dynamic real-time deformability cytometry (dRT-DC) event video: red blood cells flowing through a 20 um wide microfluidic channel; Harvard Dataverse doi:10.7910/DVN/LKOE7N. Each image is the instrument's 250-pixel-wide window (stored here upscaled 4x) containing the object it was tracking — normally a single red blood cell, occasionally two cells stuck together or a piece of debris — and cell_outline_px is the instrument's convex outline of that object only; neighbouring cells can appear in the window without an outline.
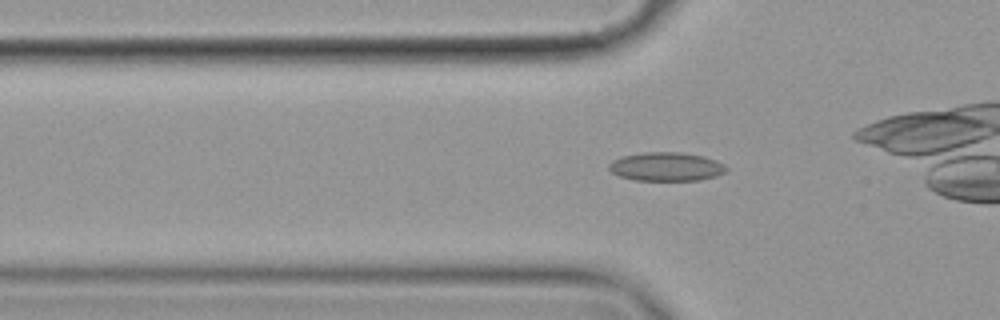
{"species": "common noctule bat (a hibernating species)", "species_latin": "Nyctalus noctula", "temperature_condition": "cold", "stored_images_in_passage": 42, "camera_frame_rate_fps": 3000, "um_per_image_px": 0.085, "animal": {"sex": "female", "body_mass_g": 19.9}, "frame": {"image": 1, "passage_image": 14, "time_ms": 4.333, "image_size_px": [1000, 320], "cell_outline_px": [[728, 168], [724, 172], [716, 176], [700, 180], [636, 180], [620, 176], [612, 172], [608, 168], [608, 164], [612, 160], [620, 156], [644, 152], [680, 152], [704, 156], [716, 160], [724, 164]], "centroid_in_image_um": [56.62, 14.15], "position_along_channel_um": 69.2, "area_um2": 19.71}}
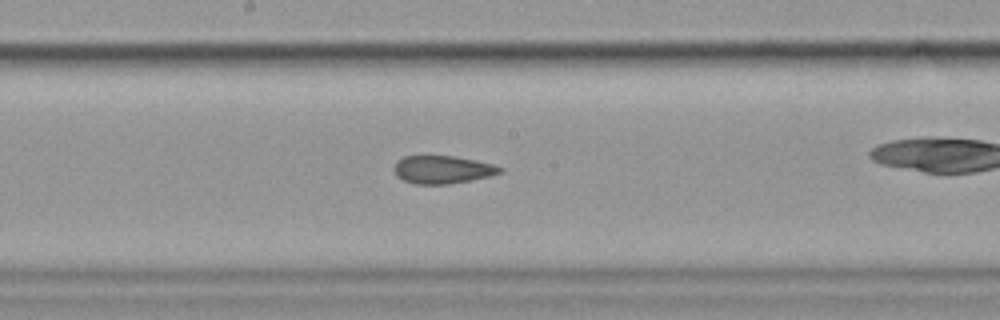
{"frame": {"image": 2, "passage_image": 26, "time_ms": 8.333, "image_size_px": [1000, 320], "cell_outline_px": [[504, 172], [492, 176], [472, 180], [448, 184], [412, 184], [396, 176], [392, 168], [396, 160], [404, 156], [452, 156], [492, 164], [504, 168]], "centroid_in_image_um": [37.59, 14.43], "position_along_channel_um": 210.6, "area_um2": 17.4}}
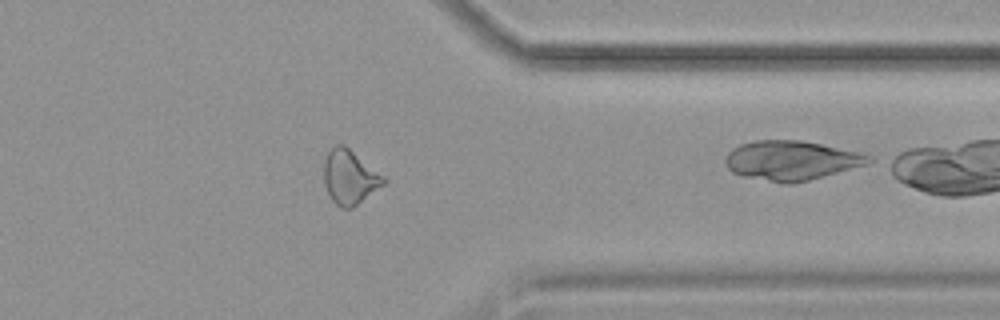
{"frame": {"image": 3, "passage_image": 41, "time_ms": 13.333, "image_size_px": [1000, 320], "cell_outline_px": [[388, 180], [384, 184], [352, 208], [340, 208], [332, 200], [324, 184], [324, 160], [328, 152], [336, 144], [344, 144], [384, 176]], "centroid_in_image_um": [29.71, 15.05], "position_along_channel_um": 381.7, "area_um2": 18.73}}